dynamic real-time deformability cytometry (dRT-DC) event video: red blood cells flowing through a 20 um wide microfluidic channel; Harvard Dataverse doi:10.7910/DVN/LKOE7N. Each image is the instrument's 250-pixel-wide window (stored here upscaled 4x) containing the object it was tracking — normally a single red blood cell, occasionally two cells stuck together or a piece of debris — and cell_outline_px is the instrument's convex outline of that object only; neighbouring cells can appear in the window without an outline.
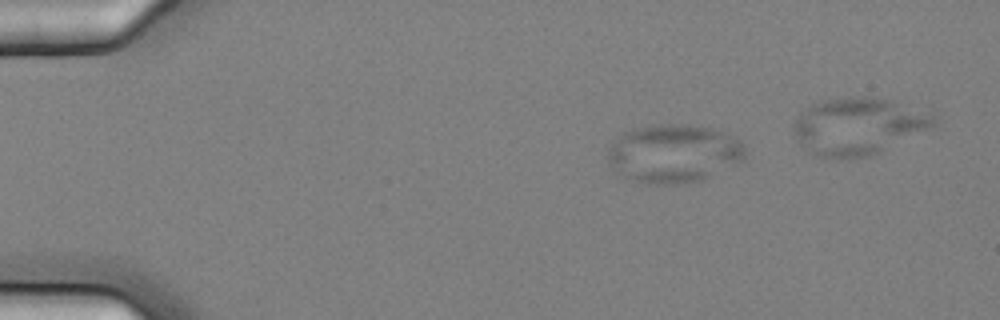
{"species": "common noctule bat (a hibernating species)", "species_latin": "Nyctalus noctula", "temperature_condition": "cold", "stored_images_in_passage": 8, "camera_frame_rate_fps": 3000, "um_per_image_px": 0.085, "animal": {"sex": "female", "body_mass_g": 25.1}, "frame": {"image": 1, "passage_image": 1, "time_ms": 0.0, "image_size_px": [1000, 320], "cell_outline_px": [[744, 160], [700, 180], [676, 184], [656, 184], [636, 180], [624, 176], [616, 172], [608, 164], [608, 148], [616, 136], [624, 132], [640, 128], [660, 124], [688, 124], [712, 128], [740, 140], [744, 144]], "centroid_in_image_um": [57.24, 13.03], "position_along_channel_um": 27.8, "area_um2": 46.36}}